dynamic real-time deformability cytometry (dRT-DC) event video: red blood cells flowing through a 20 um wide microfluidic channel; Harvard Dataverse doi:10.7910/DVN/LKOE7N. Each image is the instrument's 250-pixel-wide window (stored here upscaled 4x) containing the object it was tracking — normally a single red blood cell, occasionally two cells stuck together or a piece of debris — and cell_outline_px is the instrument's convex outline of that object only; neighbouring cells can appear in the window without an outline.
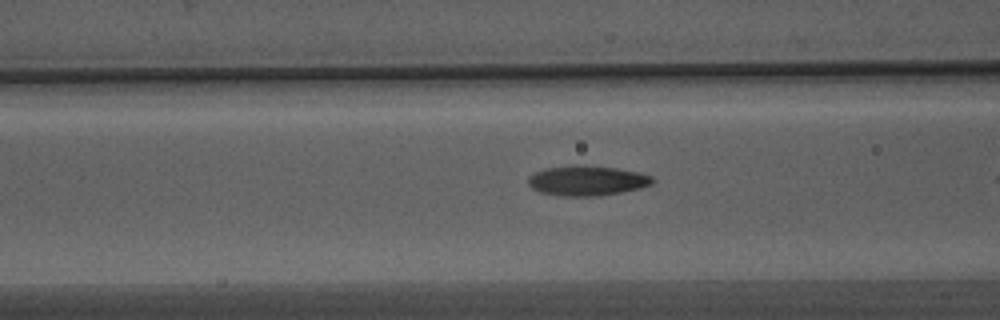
{"species": "Egyptian fruit bat (a non-hibernating species)", "species_latin": "Rousettus aegyptiacus", "temperature_condition": "warm", "stored_images_in_passage": 19, "camera_frame_rate_fps": 3000, "um_per_image_px": 0.085, "animal": {"sex": "male"}, "frame": {"image": 1, "passage_image": 14, "time_ms": 4.333, "image_size_px": [1000, 320], "cell_outline_px": [[656, 180], [652, 184], [640, 188], [620, 192], [596, 196], [564, 196], [540, 192], [532, 188], [528, 184], [528, 176], [544, 168], [576, 164], [616, 168], [640, 172], [652, 176]], "centroid_in_image_um": [49.9, 15.34], "position_along_channel_um": 116.7, "area_um2": 21.85}}